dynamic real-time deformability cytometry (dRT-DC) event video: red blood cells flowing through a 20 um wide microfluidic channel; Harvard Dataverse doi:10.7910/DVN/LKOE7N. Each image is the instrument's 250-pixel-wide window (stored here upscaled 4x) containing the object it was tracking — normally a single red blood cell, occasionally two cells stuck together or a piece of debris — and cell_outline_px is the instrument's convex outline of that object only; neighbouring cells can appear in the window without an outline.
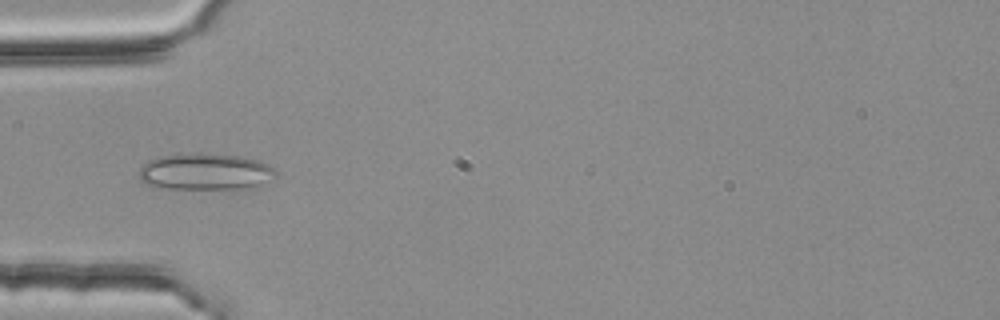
{"species": "common noctule bat (a hibernating species)", "species_latin": "Nyctalus noctula", "temperature_condition": "room temperature", "stored_images_in_passage": 5, "camera_frame_rate_fps": 3000, "um_per_image_px": 0.085, "animal": {"sex": "female", "body_mass_g": 25.1}, "frame": {"image": 1, "passage_image": 4, "time_ms": 1.0, "image_size_px": [1000, 320], "cell_outline_px": [[276, 176], [256, 184], [240, 188], [156, 188], [140, 180], [140, 168], [148, 160], [160, 156], [200, 152], [236, 156], [256, 160], [268, 164], [276, 172]], "centroid_in_image_um": [17.37, 14.57], "position_along_channel_um": 67.6, "area_um2": 28.55}}
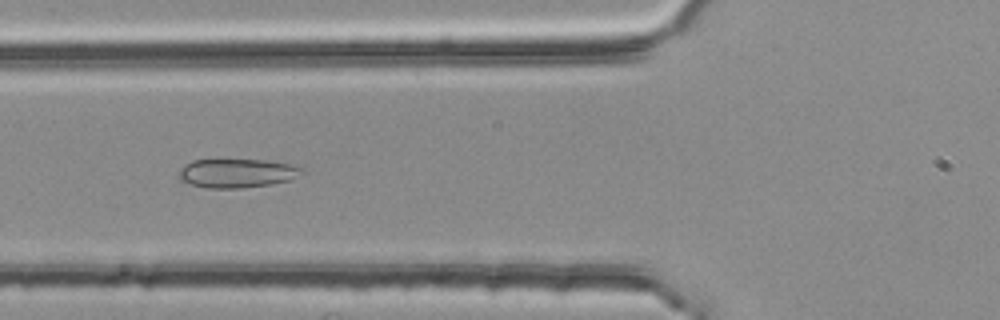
{"frame": {"image": 2, "passage_image": 5, "time_ms": 1.333, "image_size_px": [1000, 320], "cell_outline_px": [[304, 172], [288, 180], [272, 184], [240, 188], [208, 188], [192, 184], [184, 180], [180, 176], [180, 168], [184, 164], [192, 160], [268, 160], [292, 164], [304, 168]], "centroid_in_image_um": [20.19, 14.71], "position_along_channel_um": 105.6, "area_um2": 20.52}}